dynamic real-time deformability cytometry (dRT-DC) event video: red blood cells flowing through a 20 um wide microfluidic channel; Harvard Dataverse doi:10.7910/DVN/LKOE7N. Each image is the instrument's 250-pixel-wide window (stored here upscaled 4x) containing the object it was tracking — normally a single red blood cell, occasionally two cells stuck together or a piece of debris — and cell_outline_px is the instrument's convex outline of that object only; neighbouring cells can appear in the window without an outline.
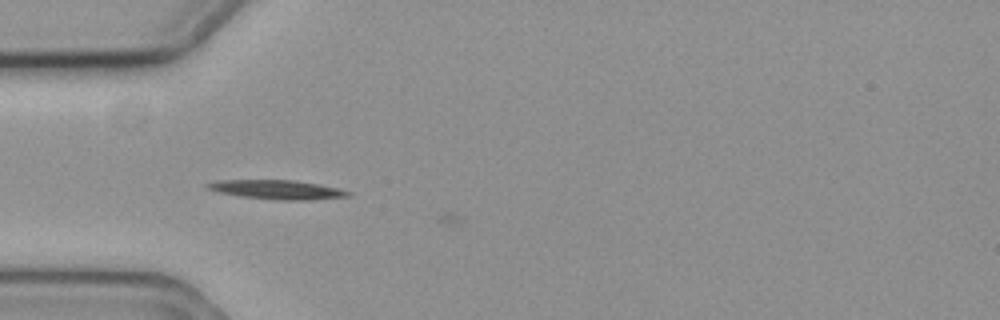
{"species": "common noctule bat (a hibernating species)", "species_latin": "Nyctalus noctula", "temperature_condition": "cold", "stored_images_in_passage": 14, "camera_frame_rate_fps": 3000, "um_per_image_px": 0.085, "animal": {"sex": "female", "body_mass_g": 19.3, "forearm_length_mm": 54.1}, "frame": {"image": 1, "passage_image": 13, "time_ms": 4.0, "image_size_px": [1000, 320], "cell_outline_px": [[352, 192], [348, 196], [308, 200], [280, 200], [240, 196], [220, 192], [204, 188], [204, 184], [220, 180], [292, 180], [320, 184]], "centroid_in_image_um": [23.51, 16.11], "position_along_channel_um": 61.5, "area_um2": 15.55}}